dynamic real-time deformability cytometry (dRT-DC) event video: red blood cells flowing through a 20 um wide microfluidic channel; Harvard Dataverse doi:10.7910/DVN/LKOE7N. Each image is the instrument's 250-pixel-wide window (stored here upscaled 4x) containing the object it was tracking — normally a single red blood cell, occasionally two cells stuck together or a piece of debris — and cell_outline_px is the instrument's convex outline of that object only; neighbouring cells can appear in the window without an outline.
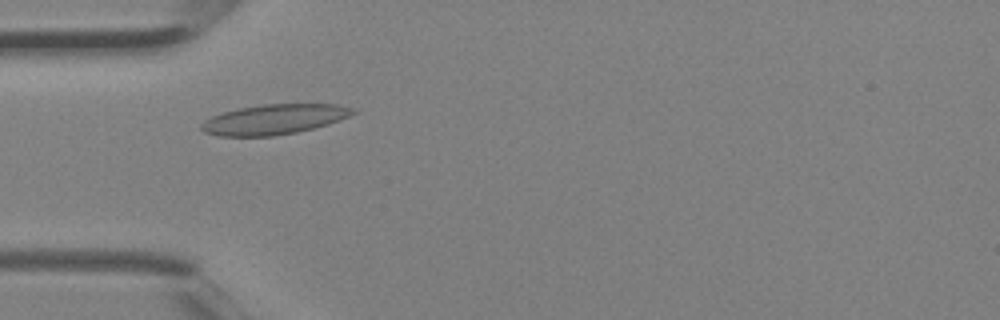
{"species": "Egyptian fruit bat (a non-hibernating species)", "species_latin": "Rousettus aegyptiacus", "temperature_condition": "room temperature", "stored_images_in_passage": 2, "camera_frame_rate_fps": 3000, "um_per_image_px": 0.085, "animal": {"sex": "female"}, "frame": {"image": 1, "passage_image": 2, "time_ms": 0.333, "image_size_px": [1000, 320], "cell_outline_px": [[356, 112], [348, 116], [328, 124], [296, 132], [272, 136], [220, 136], [204, 132], [200, 128], [200, 124], [204, 120], [212, 116], [224, 112], [240, 108], [264, 104], [336, 104], [356, 108]], "centroid_in_image_um": [23.29, 10.14], "position_along_channel_um": 61.7, "area_um2": 26.36}}